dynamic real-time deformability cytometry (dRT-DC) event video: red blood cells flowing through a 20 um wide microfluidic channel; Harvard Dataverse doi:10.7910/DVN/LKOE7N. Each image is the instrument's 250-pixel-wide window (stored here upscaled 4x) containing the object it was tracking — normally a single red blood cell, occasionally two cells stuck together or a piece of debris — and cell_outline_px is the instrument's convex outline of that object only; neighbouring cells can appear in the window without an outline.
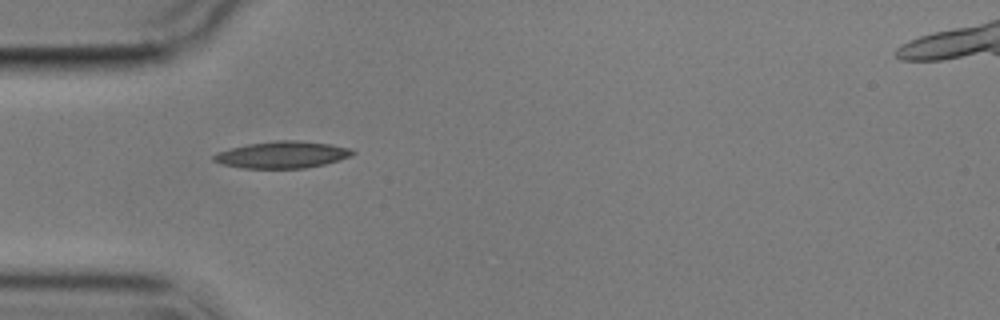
{"species": "common noctule bat (a hibernating species)", "species_latin": "Nyctalus noctula", "temperature_condition": "cold", "stored_images_in_passage": 5, "camera_frame_rate_fps": 3000, "um_per_image_px": 0.085, "animal": {"sex": "male", "body_mass_g": 17.9}, "frame": {"image": 1, "passage_image": 1, "time_ms": 0.0, "image_size_px": [1000, 320], "cell_outline_px": [[356, 152], [352, 156], [340, 160], [324, 164], [304, 168], [240, 168], [220, 164], [212, 160], [212, 156], [216, 152], [248, 144], [276, 140], [296, 140], [332, 144], [352, 148]], "centroid_in_image_um": [24.0, 13.15], "position_along_channel_um": 61.0, "area_um2": 21.91}}
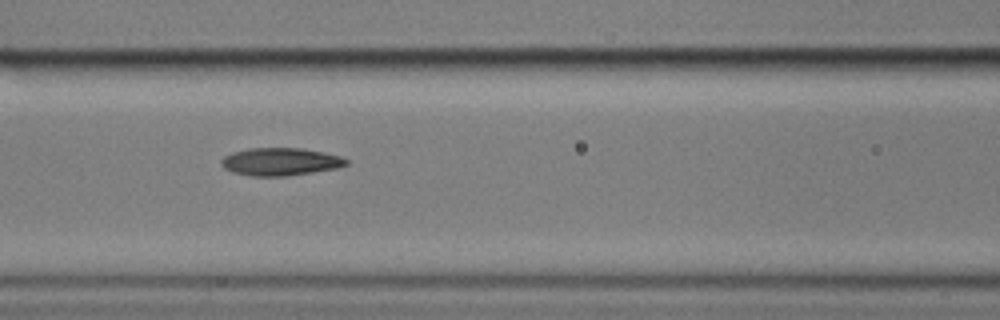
{"frame": {"image": 2, "passage_image": 3, "time_ms": 2.333, "image_size_px": [1000, 320], "cell_outline_px": [[348, 164], [336, 168], [312, 172], [284, 176], [252, 176], [232, 172], [224, 168], [220, 164], [220, 160], [224, 156], [232, 152], [248, 148], [300, 148], [324, 152], [340, 156], [348, 160]], "centroid_in_image_um": [23.79, 13.74], "position_along_channel_um": 142.8, "area_um2": 20.17}}
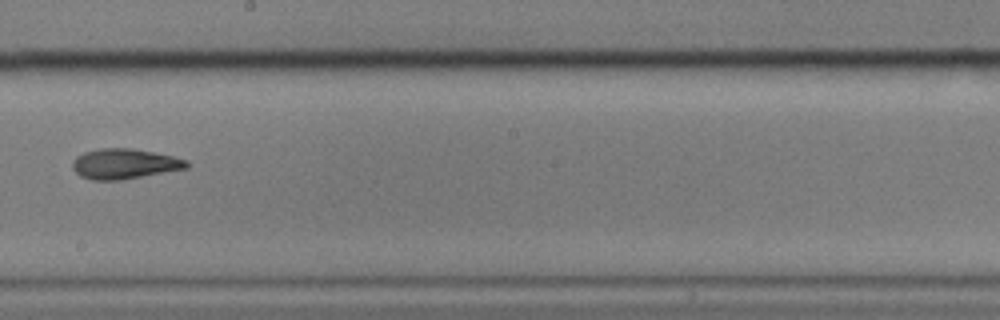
{"frame": {"image": 3, "passage_image": 5, "time_ms": 5.0, "image_size_px": [1000, 320], "cell_outline_px": [[188, 168], [120, 180], [92, 180], [80, 176], [72, 168], [72, 160], [76, 156], [84, 152], [100, 148], [132, 148], [172, 156], [188, 160]], "centroid_in_image_um": [10.54, 13.92], "position_along_channel_um": 237.7, "area_um2": 20.06}}